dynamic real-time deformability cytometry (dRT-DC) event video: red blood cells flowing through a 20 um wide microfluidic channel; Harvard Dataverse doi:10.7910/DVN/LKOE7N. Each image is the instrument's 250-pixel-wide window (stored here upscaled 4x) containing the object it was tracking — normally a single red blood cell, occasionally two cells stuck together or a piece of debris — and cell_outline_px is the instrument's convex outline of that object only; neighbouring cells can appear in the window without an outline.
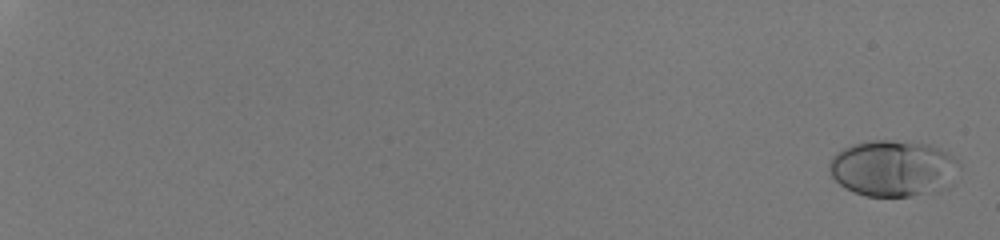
{"species": "human", "species_latin": "Homo sapiens", "temperature_condition": "room temperature", "stored_images_in_passage": 55, "camera_frame_rate_fps": 3000, "um_per_image_px": 0.085, "donor": {"sex": "male"}, "frame": {"image": 1, "passage_image": 2, "time_ms": 0.333, "image_size_px": [1000, 240], "cell_outline_px": [[960, 168], [956, 184], [940, 192], [908, 196], [864, 196], [840, 184], [832, 176], [828, 168], [828, 164], [832, 156], [836, 152], [852, 144], [872, 140], [892, 140], [928, 144], [948, 152], [960, 164]], "centroid_in_image_um": [75.99, 14.32], "position_along_channel_um": 9.0, "area_um2": 43.35}}
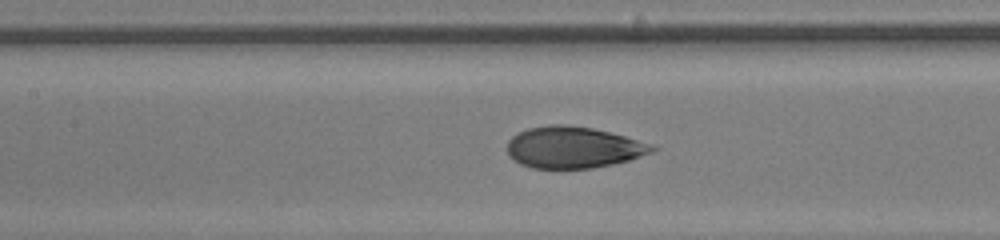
{"frame": {"image": 2, "passage_image": 32, "time_ms": 10.333, "image_size_px": [1000, 240], "cell_outline_px": [[660, 148], [652, 152], [628, 160], [612, 164], [592, 168], [532, 168], [520, 164], [508, 156], [508, 140], [512, 136], [528, 128], [552, 124], [568, 124], [592, 128], [624, 136], [652, 144]], "centroid_in_image_um": [48.72, 12.52], "position_along_channel_um": 158.7, "area_um2": 34.97}}
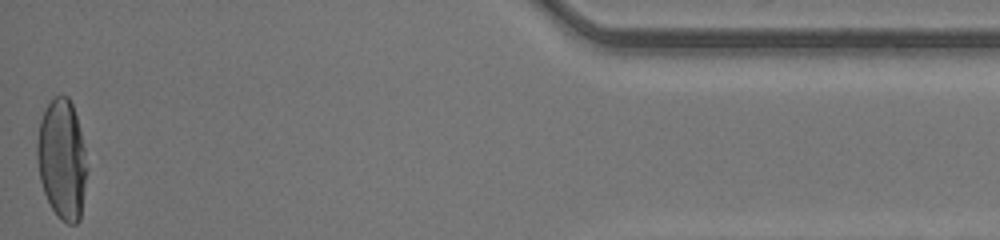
{"frame": {"image": 3, "passage_image": 55, "time_ms": 18.0, "image_size_px": [1000, 240], "cell_outline_px": [[88, 168], [80, 220], [76, 224], [68, 224], [60, 220], [56, 216], [44, 192], [40, 180], [36, 160], [36, 140], [40, 120], [48, 104], [56, 96], [68, 96], [72, 104], [76, 116], [84, 148]], "centroid_in_image_um": [5.27, 13.59], "position_along_channel_um": 429.9, "area_um2": 35.08}, "authors_computed_cell_mechanics": {"area_um2": 35.7204, "velocity_mm_per_s": 4.265, "shape_relaxation_time_tau1_ms": 4.0244, "shape_relaxation_time_tau2_ms": null, "deformation_change_tau1": 0.1947, "deformation_change_tau2": null}}